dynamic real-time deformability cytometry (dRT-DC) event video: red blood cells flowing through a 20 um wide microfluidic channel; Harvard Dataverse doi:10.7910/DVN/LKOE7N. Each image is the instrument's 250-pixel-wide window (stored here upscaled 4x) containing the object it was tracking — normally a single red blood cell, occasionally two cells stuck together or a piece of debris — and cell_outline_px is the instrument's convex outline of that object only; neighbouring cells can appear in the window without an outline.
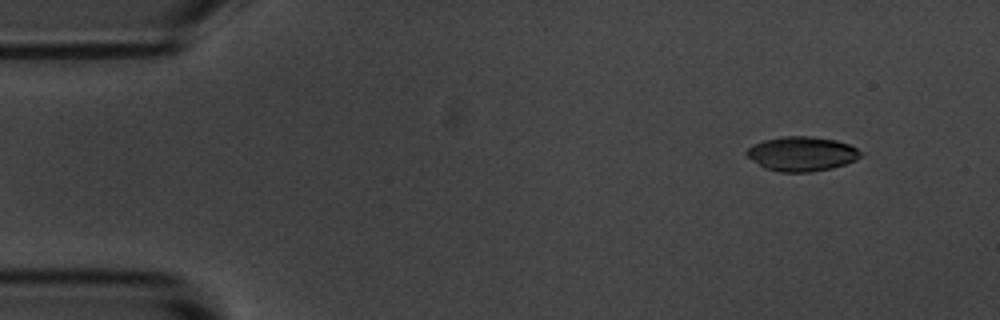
{"species": "common noctule bat (a hibernating species)", "species_latin": "Nyctalus noctula", "temperature_condition": "room temperature", "stored_images_in_passage": 50, "camera_frame_rate_fps": 3000, "um_per_image_px": 0.085, "animal": {"sex": "male", "body_mass_g": 20.1, "forearm_length_mm": 53.5}, "frame": {"image": 1, "passage_image": 1, "time_ms": 0.0, "image_size_px": [1000, 320], "cell_outline_px": [[860, 156], [856, 160], [832, 168], [808, 172], [780, 172], [764, 168], [752, 160], [744, 152], [752, 144], [764, 140], [780, 136], [812, 136], [836, 140], [848, 144], [856, 148], [860, 152]], "centroid_in_image_um": [68.11, 13.07], "position_along_channel_um": 16.9, "area_um2": 22.89}}
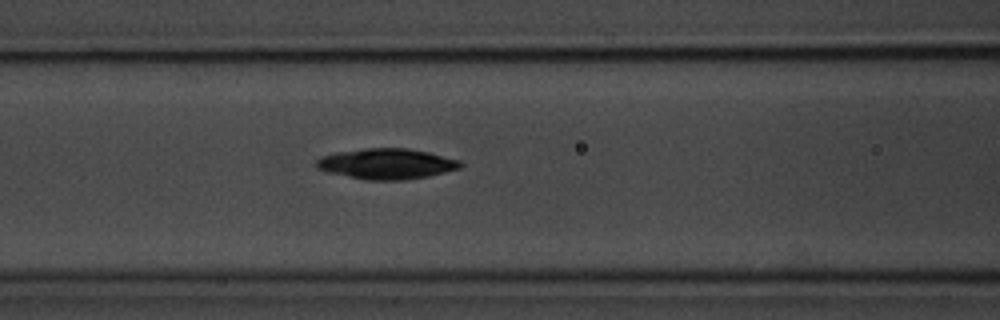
{"frame": {"image": 2, "passage_image": 18, "time_ms": 5.667, "image_size_px": [1000, 320], "cell_outline_px": [[464, 164], [460, 168], [428, 176], [404, 180], [364, 180], [328, 172], [316, 168], [316, 160], [320, 156], [336, 152], [364, 148], [408, 148], [428, 152], [460, 160]], "centroid_in_image_um": [32.84, 13.92], "position_along_channel_um": 133.8, "area_um2": 25.78}}
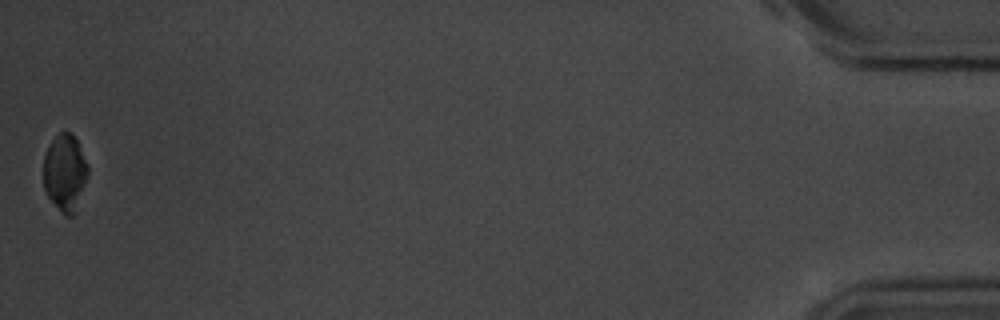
{"frame": {"image": 3, "passage_image": 50, "time_ms": 16.333, "image_size_px": [1000, 320], "cell_outline_px": [[88, 176], [76, 212], [72, 216], [64, 216], [48, 196], [44, 188], [44, 156], [52, 140], [60, 132], [68, 132], [76, 140], [88, 164]], "centroid_in_image_um": [5.54, 14.72], "position_along_channel_um": 429.7, "area_um2": 19.77}, "authors_computed_cell_mechanics": {"area_um2": 24.1893, "velocity_mm_per_s": 3.6698, "shape_relaxation_time_tau1_ms": 2.2935, "shape_relaxation_time_tau2_ms": null, "deformation_change_tau1": 0.0764, "deformation_change_tau2": null}}